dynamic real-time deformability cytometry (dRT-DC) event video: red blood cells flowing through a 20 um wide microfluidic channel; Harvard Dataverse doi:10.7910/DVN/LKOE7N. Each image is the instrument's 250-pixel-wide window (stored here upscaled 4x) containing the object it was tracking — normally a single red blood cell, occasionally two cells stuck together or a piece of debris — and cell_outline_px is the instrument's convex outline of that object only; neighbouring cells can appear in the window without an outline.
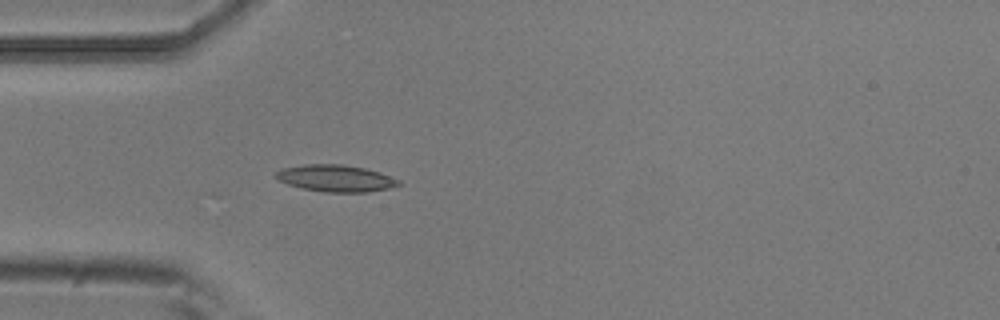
{"species": "common noctule bat (a hibernating species)", "species_latin": "Nyctalus noctula", "temperature_condition": "room temperature", "stored_images_in_passage": 5, "camera_frame_rate_fps": 3000, "um_per_image_px": 0.085, "animal": {"sex": "male", "body_mass_g": 20.5, "forearm_length_mm": 52.5}, "frame": {"image": 1, "passage_image": 5, "time_ms": 1.333, "image_size_px": [1000, 320], "cell_outline_px": [[400, 184], [388, 188], [368, 192], [324, 192], [300, 188], [288, 184], [272, 176], [280, 168], [304, 164], [344, 164], [364, 168], [380, 172], [400, 180]], "centroid_in_image_um": [28.49, 15.14], "position_along_channel_um": 56.5, "area_um2": 19.31}}